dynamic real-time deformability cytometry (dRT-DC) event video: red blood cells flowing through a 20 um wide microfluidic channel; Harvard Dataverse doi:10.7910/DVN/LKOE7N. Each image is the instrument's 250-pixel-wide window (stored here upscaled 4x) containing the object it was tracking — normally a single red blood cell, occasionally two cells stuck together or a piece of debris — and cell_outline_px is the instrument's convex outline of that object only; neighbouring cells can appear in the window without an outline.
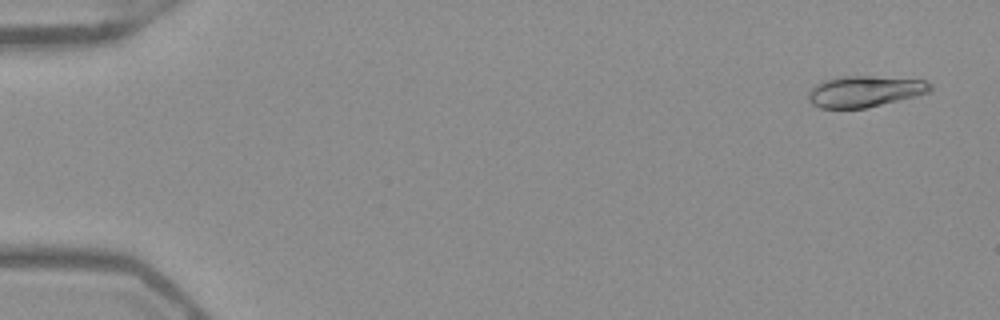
{"species": "Egyptian fruit bat (a non-hibernating species)", "species_latin": "Rousettus aegyptiacus", "temperature_condition": "warm", "stored_images_in_passage": 53, "camera_frame_rate_fps": 3000, "um_per_image_px": 0.085, "frame": {"image": 1, "passage_image": 3, "time_ms": 0.667, "image_size_px": [1000, 320], "cell_outline_px": [[932, 88], [928, 92], [916, 96], [868, 108], [820, 108], [812, 104], [808, 100], [808, 92], [816, 84], [824, 80], [840, 76], [872, 76], [924, 80], [932, 84]], "centroid_in_image_um": [73.49, 7.77], "position_along_channel_um": 11.5, "area_um2": 22.2}}
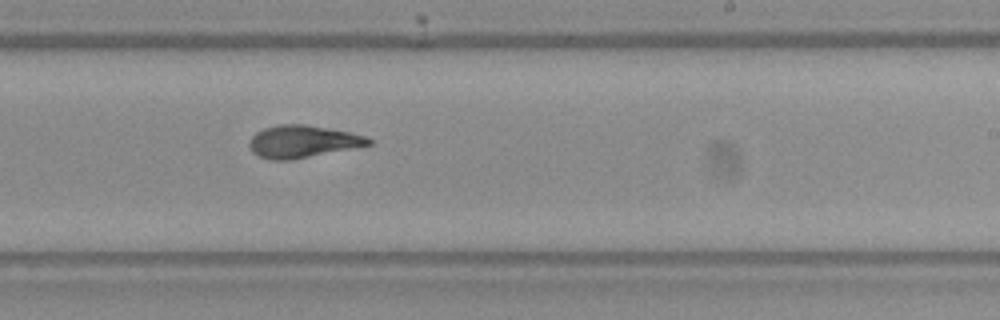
{"frame": {"image": 2, "passage_image": 33, "time_ms": 10.667, "image_size_px": [1000, 320], "cell_outline_px": [[372, 144], [292, 160], [268, 160], [252, 152], [248, 144], [248, 140], [256, 132], [264, 128], [280, 124], [304, 124], [348, 132], [368, 136], [372, 140]], "centroid_in_image_um": [25.69, 12.03], "position_along_channel_um": 263.3, "area_um2": 22.43}}
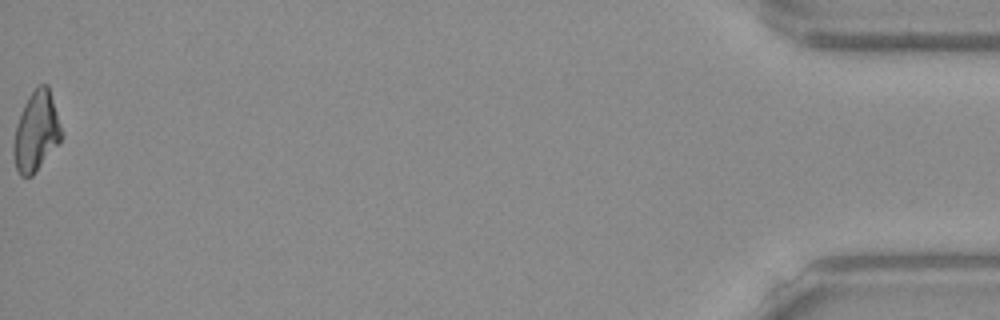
{"frame": {"image": 3, "passage_image": 53, "time_ms": 17.333, "image_size_px": [1000, 320], "cell_outline_px": [[64, 136], [32, 176], [20, 176], [16, 168], [12, 156], [12, 144], [16, 124], [24, 104], [28, 96], [40, 84], [48, 84], [64, 132]], "centroid_in_image_um": [3.08, 11.18], "position_along_channel_um": 432.1, "area_um2": 22.48}, "authors_computed_cell_mechanics": {"area_um2": 22.4842, "velocity_mm_per_s": 3.9499, "shape_relaxation_time_tau1_ms": 4.7682, "shape_relaxation_time_tau2_ms": 1.6059, "deformation_change_tau1": 0.1993, "deformation_change_tau2": 0.0673}}